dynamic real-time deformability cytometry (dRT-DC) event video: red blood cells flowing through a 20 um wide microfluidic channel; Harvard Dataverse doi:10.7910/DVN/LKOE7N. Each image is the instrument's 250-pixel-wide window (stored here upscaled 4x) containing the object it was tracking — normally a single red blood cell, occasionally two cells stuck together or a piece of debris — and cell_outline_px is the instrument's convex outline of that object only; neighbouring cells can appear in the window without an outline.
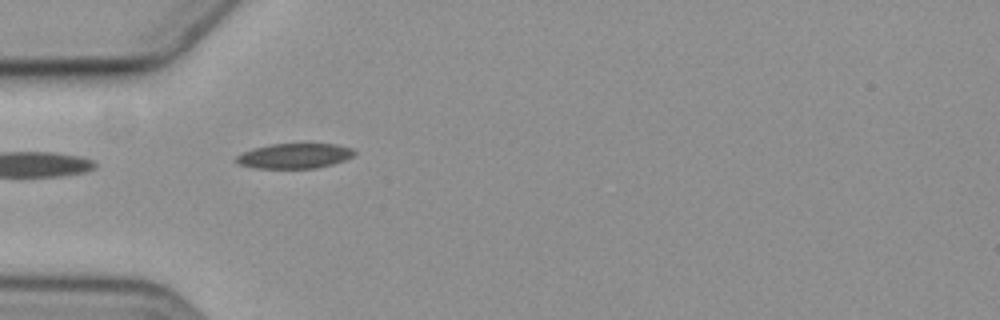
{"species": "common noctule bat (a hibernating species)", "species_latin": "Nyctalus noctula", "temperature_condition": "cold", "stored_images_in_passage": 3, "camera_frame_rate_fps": 3000, "um_per_image_px": 0.085, "animal": {"sex": "female", "body_mass_g": 19.3, "forearm_length_mm": 54.1}, "frame": {"image": 1, "passage_image": 1, "time_ms": 0.0, "image_size_px": [1000, 320], "cell_outline_px": [[356, 152], [352, 156], [344, 160], [332, 164], [316, 168], [252, 168], [236, 164], [232, 160], [236, 156], [252, 148], [272, 144], [336, 144], [352, 148]], "centroid_in_image_um": [24.97, 13.26], "position_along_channel_um": 60.0, "area_um2": 17.34}}
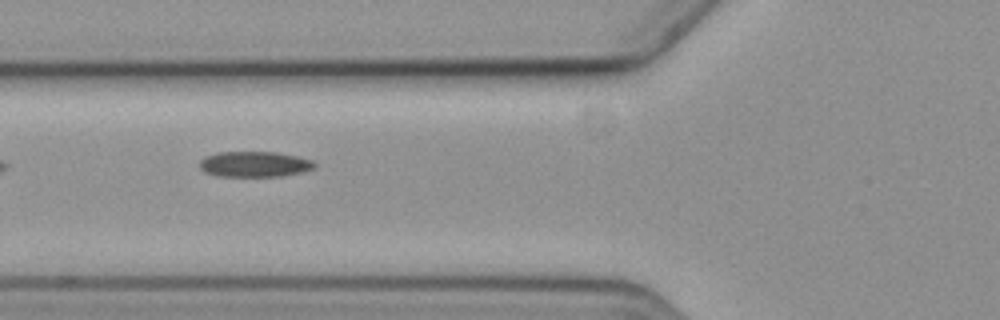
{"frame": {"image": 2, "passage_image": 2, "time_ms": 1.333, "image_size_px": [1000, 320], "cell_outline_px": [[316, 164], [312, 168], [300, 172], [280, 176], [216, 176], [204, 172], [200, 168], [200, 160], [204, 156], [216, 152], [276, 152], [296, 156], [312, 160]], "centroid_in_image_um": [21.57, 13.95], "position_along_channel_um": 104.2, "area_um2": 17.05}}